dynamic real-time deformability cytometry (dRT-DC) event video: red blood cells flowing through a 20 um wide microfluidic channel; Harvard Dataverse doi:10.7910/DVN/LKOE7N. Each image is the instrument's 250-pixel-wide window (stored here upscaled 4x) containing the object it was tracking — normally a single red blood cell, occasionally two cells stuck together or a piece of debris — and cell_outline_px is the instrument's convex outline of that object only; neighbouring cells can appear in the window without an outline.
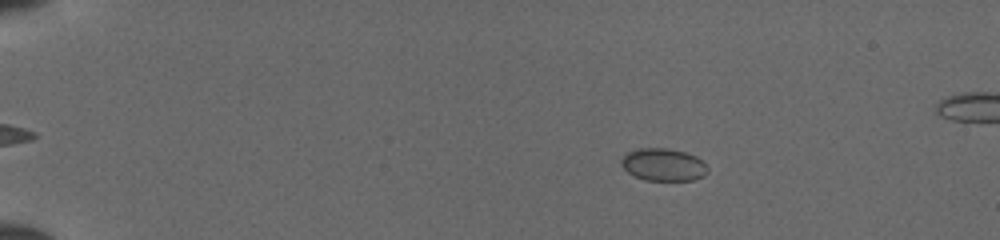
{"species": "common noctule bat (a hibernating species)", "species_latin": "Nyctalus noctula", "temperature_condition": "cold", "stored_images_in_passage": 25, "camera_frame_rate_fps": 3000, "um_per_image_px": 0.085, "animal": {"sex": "female", "body_mass_g": 19.5, "forearm_length_mm": 54.1}, "frame": {"image": 1, "passage_image": 6, "time_ms": 1.667, "image_size_px": [1000, 240], "cell_outline_px": [[708, 172], [704, 176], [692, 180], [644, 180], [628, 172], [620, 164], [620, 160], [628, 152], [640, 148], [664, 148], [684, 152], [696, 156], [708, 168]], "centroid_in_image_um": [56.38, 14.0], "position_along_channel_um": 28.6, "area_um2": 16.18}}
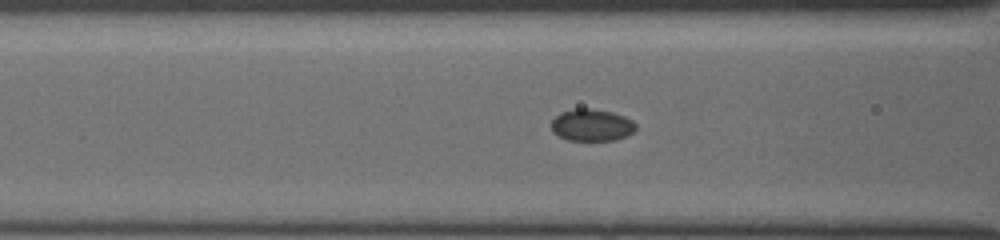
{"frame": {"image": 2, "passage_image": 19, "time_ms": 6.0, "image_size_px": [1000, 240], "cell_outline_px": [[636, 128], [632, 132], [616, 140], [568, 140], [552, 132], [552, 120], [560, 112], [576, 108], [592, 108], [612, 112], [624, 116], [632, 120], [636, 124]], "centroid_in_image_um": [50.29, 10.62], "position_along_channel_um": 116.3, "area_um2": 15.72}}
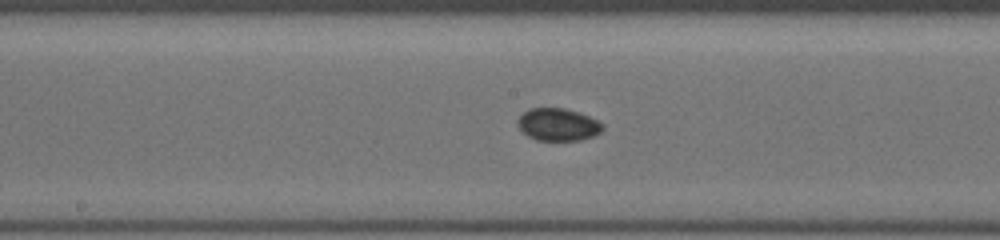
{"frame": {"image": 3, "passage_image": 25, "time_ms": 8.0, "image_size_px": [1000, 240], "cell_outline_px": [[604, 128], [600, 132], [592, 136], [580, 140], [536, 140], [528, 136], [516, 124], [516, 120], [528, 108], [564, 108], [588, 116], [604, 124]], "centroid_in_image_um": [47.41, 10.58], "position_along_channel_um": 200.8, "area_um2": 15.95}}